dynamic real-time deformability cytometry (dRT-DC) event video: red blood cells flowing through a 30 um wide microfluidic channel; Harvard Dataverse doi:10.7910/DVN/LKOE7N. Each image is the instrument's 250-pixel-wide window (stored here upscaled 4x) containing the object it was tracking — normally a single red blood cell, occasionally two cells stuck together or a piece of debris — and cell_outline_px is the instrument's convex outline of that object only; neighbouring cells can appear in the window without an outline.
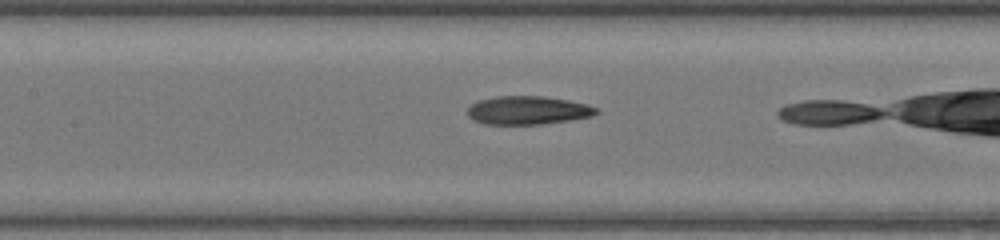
{"species": "common noctule bat (a hibernating species)", "species_latin": "Nyctalus noctula", "temperature_condition": "warm", "stored_images_in_passage": 8, "camera_frame_rate_fps": 3000, "um_per_image_px": 0.085, "animal": {"sex": "female", "body_mass_g": 17.0, "forearm_length_mm": 48.0}, "frame": {"image": 1, "passage_image": 5, "time_ms": 1.333, "image_size_px": [1000, 240], "cell_outline_px": [[600, 112], [592, 116], [572, 120], [540, 124], [484, 124], [472, 120], [468, 116], [468, 108], [472, 104], [480, 100], [496, 96], [544, 96], [568, 100], [588, 104], [600, 108]], "centroid_in_image_um": [44.91, 9.37], "position_along_channel_um": 162.5, "area_um2": 21.5}}